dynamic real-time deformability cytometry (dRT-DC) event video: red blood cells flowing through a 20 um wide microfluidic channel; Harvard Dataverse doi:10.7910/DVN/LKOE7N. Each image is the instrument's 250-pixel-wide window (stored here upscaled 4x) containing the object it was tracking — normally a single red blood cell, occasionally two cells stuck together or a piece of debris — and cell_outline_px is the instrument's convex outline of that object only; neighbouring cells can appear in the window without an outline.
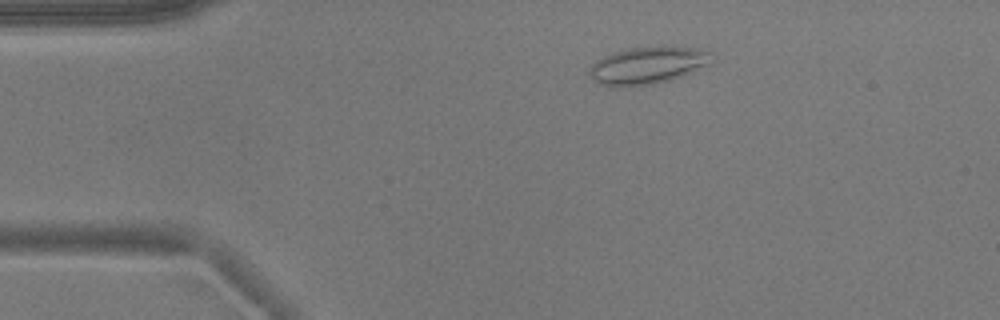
{"species": "common noctule bat (a hibernating species)", "species_latin": "Nyctalus noctula", "temperature_condition": "warm", "stored_images_in_passage": 3, "camera_frame_rate_fps": 3000, "um_per_image_px": 0.085, "animal": {"sex": "male", "body_mass_g": 17.9}, "frame": {"image": 1, "passage_image": 1, "time_ms": 0.0, "image_size_px": [1000, 320], "cell_outline_px": [[716, 52], [708, 64], [672, 80], [652, 84], [616, 88], [608, 88], [596, 84], [592, 80], [588, 72], [592, 64], [596, 60], [612, 52], [628, 48], [664, 44], [672, 44], [704, 48]], "centroid_in_image_um": [55.06, 5.52], "position_along_channel_um": 29.9, "area_um2": 27.92}}